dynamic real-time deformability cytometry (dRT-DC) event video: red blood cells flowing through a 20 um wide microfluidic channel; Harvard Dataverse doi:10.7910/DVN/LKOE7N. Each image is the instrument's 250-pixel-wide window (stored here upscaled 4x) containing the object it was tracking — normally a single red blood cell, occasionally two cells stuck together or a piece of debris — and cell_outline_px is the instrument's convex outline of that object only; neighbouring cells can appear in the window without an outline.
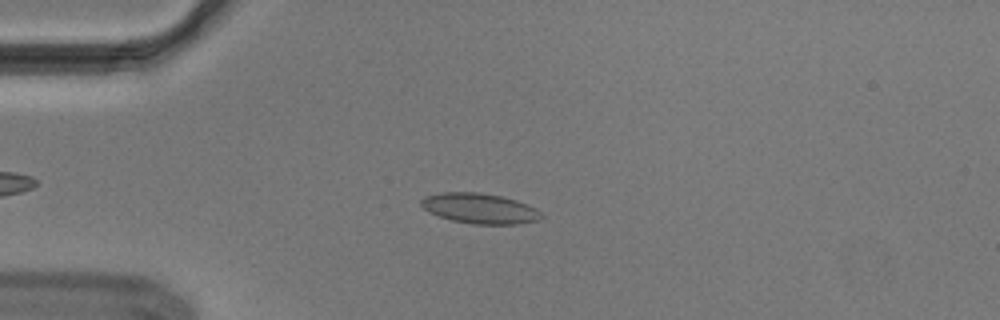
{"species": "Egyptian fruit bat (a non-hibernating species)", "species_latin": "Rousettus aegyptiacus", "temperature_condition": "cold", "stored_images_in_passage": 50, "segment_of_instrument_passage": [1, 2], "camera_frame_rate_fps": 3000, "um_per_image_px": 0.085, "animal": {"sex": "male"}, "frame": {"image": 1, "passage_image": 10, "time_ms": 3.0, "image_size_px": [1000, 320], "cell_outline_px": [[544, 216], [536, 220], [516, 224], [472, 224], [452, 220], [428, 212], [420, 204], [420, 200], [428, 196], [440, 192], [476, 192], [500, 196], [516, 200], [536, 208]], "centroid_in_image_um": [40.76, 17.71], "position_along_channel_um": 44.2, "area_um2": 20.98}}
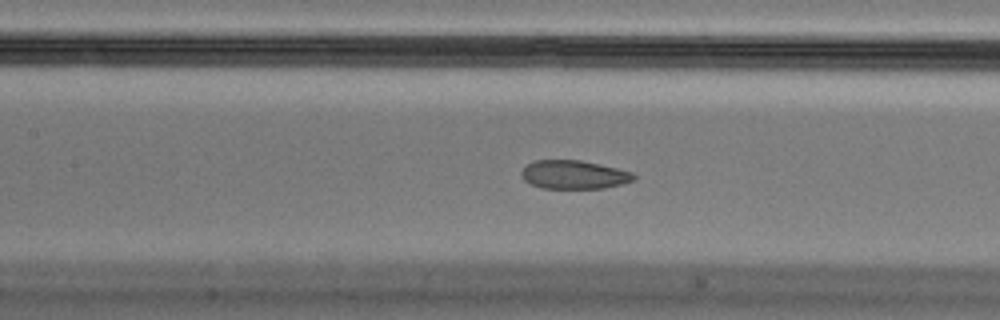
{"frame": {"image": 2, "passage_image": 21, "time_ms": 6.667, "image_size_px": [1000, 320], "cell_outline_px": [[636, 180], [604, 188], [540, 188], [524, 180], [520, 172], [528, 164], [536, 160], [580, 160], [616, 168], [632, 172], [636, 176]], "centroid_in_image_um": [48.79, 14.85], "position_along_channel_um": 158.6, "area_um2": 18.55}}
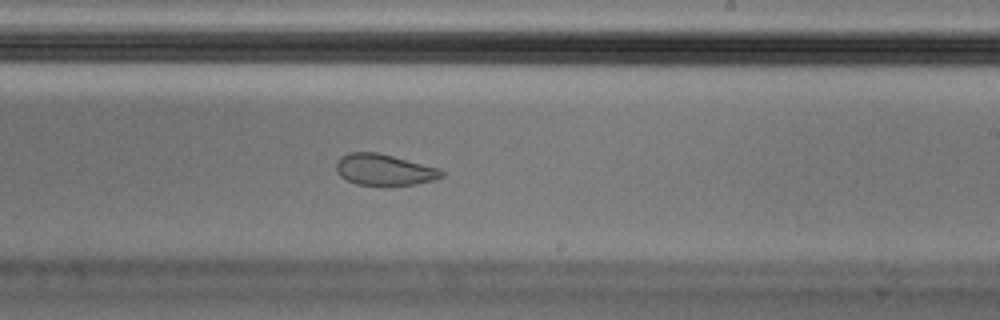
{"frame": {"image": 3, "passage_image": 29, "time_ms": 9.333, "image_size_px": [1000, 320], "cell_outline_px": [[444, 176], [432, 180], [416, 184], [392, 188], [388, 188], [356, 184], [340, 176], [336, 172], [336, 160], [340, 156], [348, 152], [376, 152], [440, 168], [444, 172]], "centroid_in_image_um": [32.64, 14.47], "position_along_channel_um": 256.4, "area_um2": 19.88}}